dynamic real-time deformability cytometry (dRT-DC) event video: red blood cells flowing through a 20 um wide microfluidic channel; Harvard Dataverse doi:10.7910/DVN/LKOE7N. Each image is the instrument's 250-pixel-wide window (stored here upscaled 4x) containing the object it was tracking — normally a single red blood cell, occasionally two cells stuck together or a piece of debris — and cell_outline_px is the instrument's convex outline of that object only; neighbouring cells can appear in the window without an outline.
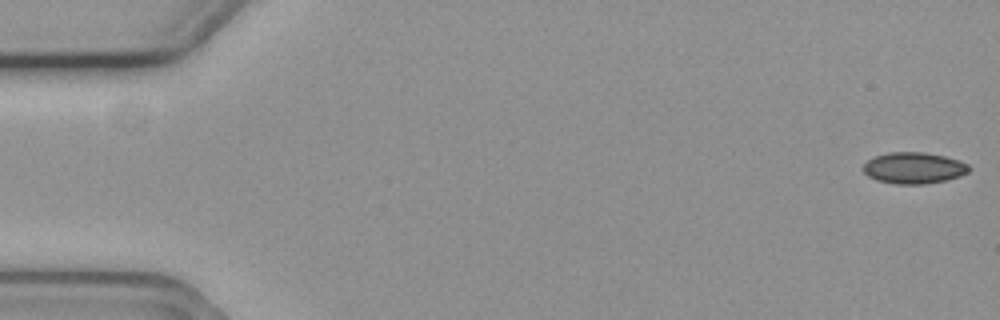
{"species": "common noctule bat (a hibernating species)", "species_latin": "Nyctalus noctula", "temperature_condition": "cold", "stored_images_in_passage": 5, "camera_frame_rate_fps": 3000, "um_per_image_px": 0.085, "animal": {"sex": "female", "body_mass_g": 19.3, "forearm_length_mm": 54.1}, "frame": {"image": 1, "passage_image": 1, "time_ms": 0.0, "image_size_px": [1000, 320], "cell_outline_px": [[968, 172], [960, 176], [944, 180], [924, 184], [896, 184], [876, 180], [868, 176], [864, 172], [864, 164], [868, 160], [876, 156], [888, 152], [924, 152], [944, 156], [968, 164]], "centroid_in_image_um": [77.64, 14.28], "position_along_channel_um": 7.4, "area_um2": 19.07}}
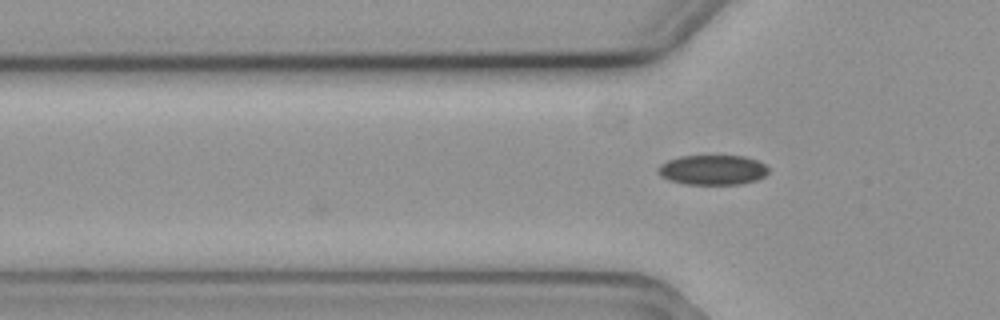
{"frame": {"image": 2, "passage_image": 5, "time_ms": 1.333, "image_size_px": [1000, 320], "cell_outline_px": [[768, 172], [764, 176], [756, 180], [744, 184], [684, 184], [668, 180], [660, 176], [656, 172], [656, 168], [660, 164], [668, 160], [680, 156], [744, 156], [756, 160], [764, 164], [768, 168]], "centroid_in_image_um": [60.53, 14.45], "position_along_channel_um": 65.3, "area_um2": 19.36}}